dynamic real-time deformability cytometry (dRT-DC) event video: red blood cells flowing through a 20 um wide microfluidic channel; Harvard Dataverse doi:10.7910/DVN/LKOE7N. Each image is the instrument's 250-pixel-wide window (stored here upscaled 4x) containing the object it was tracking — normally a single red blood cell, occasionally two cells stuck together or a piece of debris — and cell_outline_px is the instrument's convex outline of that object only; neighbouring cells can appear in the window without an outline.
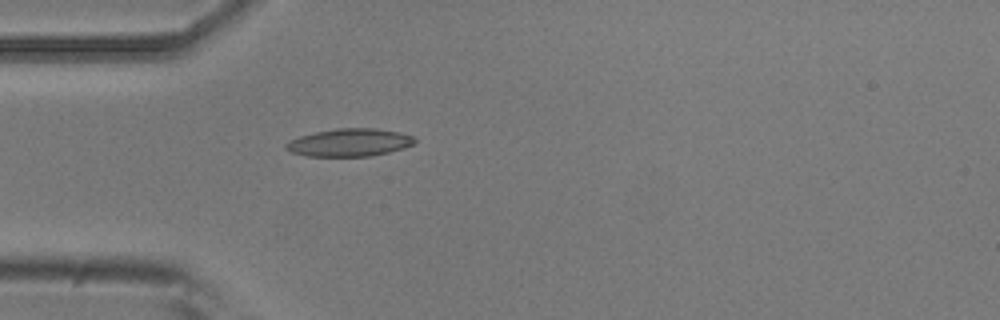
{"species": "common noctule bat (a hibernating species)", "species_latin": "Nyctalus noctula", "temperature_condition": "room temperature", "stored_images_in_passage": 4, "camera_frame_rate_fps": 3000, "um_per_image_px": 0.085, "animal": {"sex": "male", "body_mass_g": 20.5, "forearm_length_mm": 52.5}, "frame": {"image": 1, "passage_image": 4, "time_ms": 1.0, "image_size_px": [1000, 320], "cell_outline_px": [[416, 140], [412, 144], [404, 148], [388, 152], [368, 156], [308, 156], [292, 152], [284, 148], [284, 144], [300, 136], [316, 132], [336, 128], [376, 128], [400, 132], [412, 136]], "centroid_in_image_um": [29.71, 12.11], "position_along_channel_um": 55.3, "area_um2": 20.63}}